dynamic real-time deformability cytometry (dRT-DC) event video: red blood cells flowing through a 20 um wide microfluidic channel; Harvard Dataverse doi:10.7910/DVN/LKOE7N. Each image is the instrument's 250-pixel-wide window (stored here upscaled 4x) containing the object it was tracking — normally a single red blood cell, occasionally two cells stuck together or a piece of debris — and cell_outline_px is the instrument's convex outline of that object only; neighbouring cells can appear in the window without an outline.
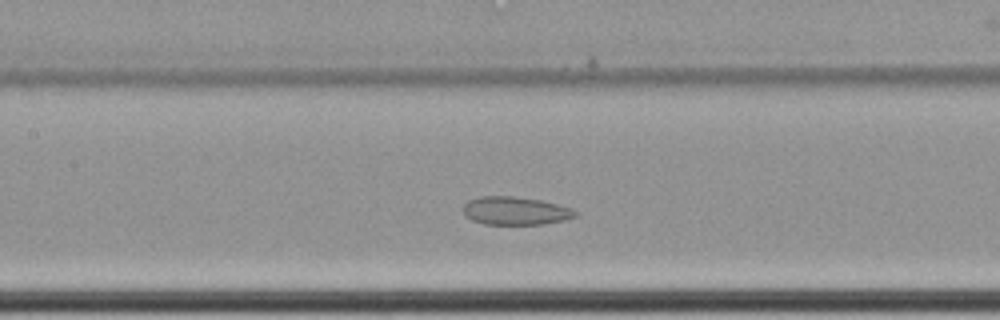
{"species": "common noctule bat (a hibernating species)", "species_latin": "Nyctalus noctula", "temperature_condition": "cold", "stored_images_in_passage": 53, "camera_frame_rate_fps": 3000, "um_per_image_px": 0.085, "animal": {"sex": "female", "body_mass_g": 22.7, "forearm_length_mm": 54.2}, "frame": {"image": 1, "passage_image": 22, "time_ms": 7.0, "image_size_px": [1000, 320], "cell_outline_px": [[580, 212], [576, 216], [564, 220], [544, 224], [484, 224], [472, 220], [464, 216], [464, 204], [468, 200], [480, 196], [516, 196], [540, 200], [572, 208]], "centroid_in_image_um": [43.81, 17.91], "position_along_channel_um": 163.6, "area_um2": 18.5}}
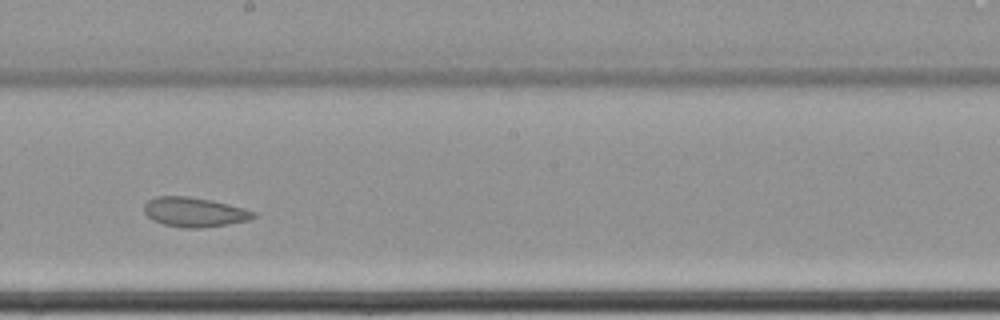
{"frame": {"image": 2, "passage_image": 28, "time_ms": 9.0, "image_size_px": [1000, 320], "cell_outline_px": [[256, 216], [248, 220], [228, 224], [200, 228], [184, 228], [164, 224], [152, 220], [144, 212], [144, 204], [148, 200], [156, 196], [188, 196], [212, 200], [244, 208], [256, 212]], "centroid_in_image_um": [16.51, 18.02], "position_along_channel_um": 231.7, "area_um2": 18.84}}
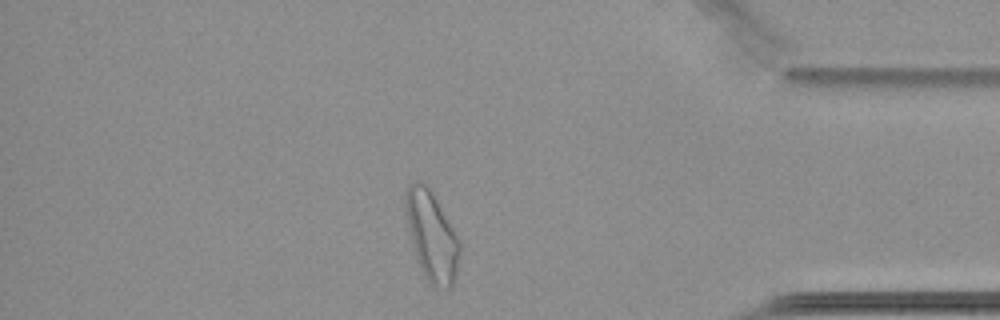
{"frame": {"image": 3, "passage_image": 45, "time_ms": 14.667, "image_size_px": [1000, 320], "cell_outline_px": [[460, 252], [456, 272], [452, 284], [448, 288], [432, 288], [428, 284], [420, 268], [412, 240], [408, 224], [404, 204], [404, 196], [408, 188], [412, 184], [420, 180], [432, 192], [452, 228], [460, 244]], "centroid_in_image_um": [36.69, 20.11], "position_along_channel_um": 398.5, "area_um2": 27.4}, "authors_computed_cell_mechanics": {"area_um2": 22.0218, "velocity_mm_per_s": 3.4136, "shape_relaxation_time_tau1_ms": null, "shape_relaxation_time_tau2_ms": 1.6431, "deformation_change_tau1": null, "deformation_change_tau2": 0.0639}}